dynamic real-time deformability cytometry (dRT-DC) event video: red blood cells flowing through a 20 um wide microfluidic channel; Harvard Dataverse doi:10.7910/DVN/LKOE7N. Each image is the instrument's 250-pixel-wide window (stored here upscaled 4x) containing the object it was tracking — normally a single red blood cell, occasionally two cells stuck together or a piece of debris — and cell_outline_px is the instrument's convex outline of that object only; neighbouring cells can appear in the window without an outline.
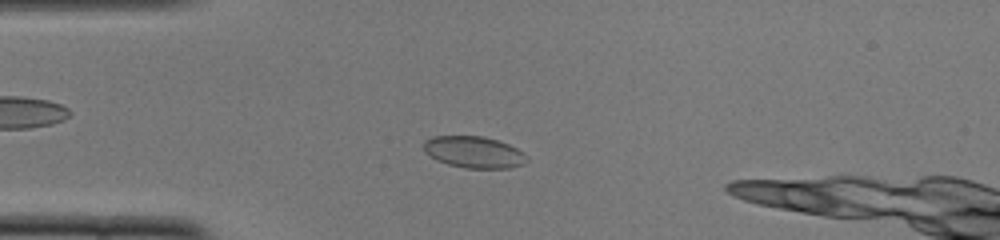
{"species": "common noctule bat (a hibernating species)", "species_latin": "Nyctalus noctula", "temperature_condition": "cold", "stored_images_in_passage": 36, "camera_frame_rate_fps": 3000, "um_per_image_px": 0.085, "animal": {"sex": "female", "body_mass_g": 22.0, "forearm_length_mm": 56.7}, "frame": {"image": 1, "passage_image": 1, "time_ms": 0.0, "image_size_px": [1000, 240], "cell_outline_px": [[528, 160], [524, 164], [508, 168], [464, 168], [448, 164], [436, 160], [424, 152], [424, 140], [432, 136], [484, 136], [508, 144], [524, 152], [528, 156]], "centroid_in_image_um": [40.28, 12.93], "position_along_channel_um": 44.7, "area_um2": 19.13}}
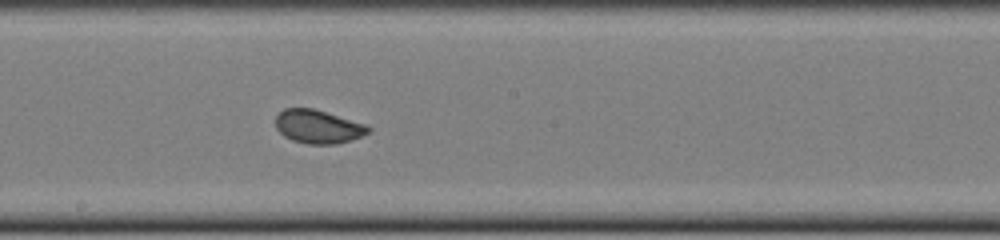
{"frame": {"image": 2, "passage_image": 16, "time_ms": 5.0, "image_size_px": [1000, 240], "cell_outline_px": [[372, 128], [368, 132], [352, 140], [336, 144], [308, 144], [292, 140], [284, 136], [276, 128], [276, 116], [284, 108], [312, 108], [368, 124]], "centroid_in_image_um": [27.05, 10.76], "position_along_channel_um": 221.1, "area_um2": 18.15}}
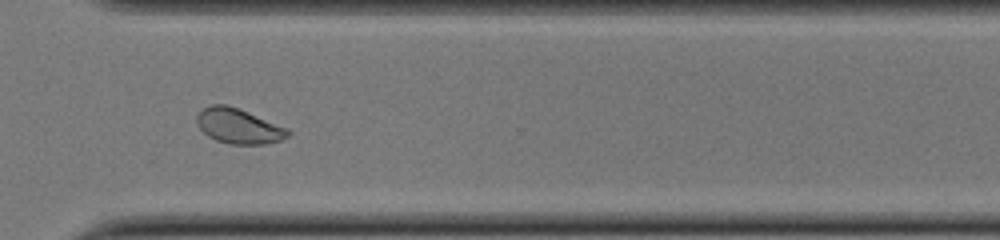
{"frame": {"image": 3, "passage_image": 26, "time_ms": 8.333, "image_size_px": [1000, 240], "cell_outline_px": [[292, 132], [288, 136], [280, 140], [264, 144], [228, 144], [216, 140], [208, 136], [200, 128], [196, 120], [196, 116], [204, 108], [212, 104], [228, 104], [240, 108], [288, 128]], "centroid_in_image_um": [20.3, 10.71], "position_along_channel_um": 350.3, "area_um2": 18.73}, "authors_computed_cell_mechanics": {"area_um2": 18.6694, "velocity_mm_per_s": 3.8563, "shape_relaxation_time_tau1_ms": 3.3241, "shape_relaxation_time_tau2_ms": null, "deformation_change_tau1": 0.0618, "deformation_change_tau2": null}}